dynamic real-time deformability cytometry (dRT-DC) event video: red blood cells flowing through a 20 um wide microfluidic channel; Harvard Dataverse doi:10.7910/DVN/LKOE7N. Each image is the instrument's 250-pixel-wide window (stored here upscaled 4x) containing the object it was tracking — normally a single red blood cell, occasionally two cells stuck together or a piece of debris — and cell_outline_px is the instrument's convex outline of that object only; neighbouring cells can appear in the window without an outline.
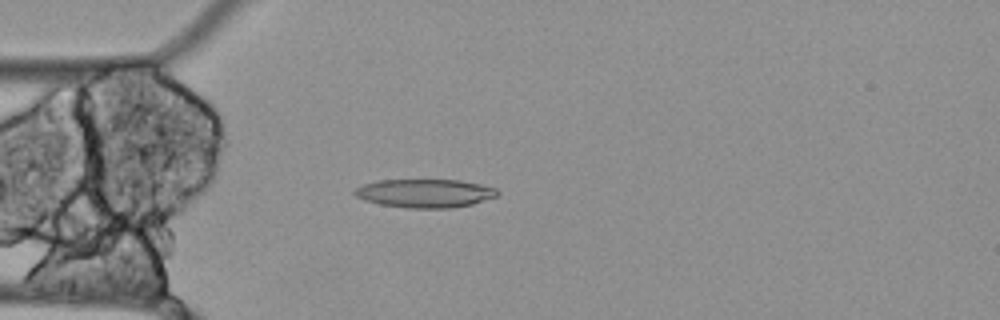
{"species": "Egyptian fruit bat (a non-hibernating species)", "species_latin": "Rousettus aegyptiacus", "temperature_condition": "cold", "stored_images_in_passage": 50, "camera_frame_rate_fps": 3000, "um_per_image_px": 0.085, "animal": {"sex": "female"}, "frame": {"image": 1, "passage_image": 15, "time_ms": 4.667, "image_size_px": [1000, 320], "cell_outline_px": [[500, 192], [496, 196], [472, 204], [452, 208], [408, 208], [380, 204], [364, 200], [356, 196], [352, 192], [356, 188], [364, 184], [380, 180], [460, 180], [480, 184], [496, 188]], "centroid_in_image_um": [36.12, 16.43], "position_along_channel_um": 48.9, "area_um2": 23.64}}
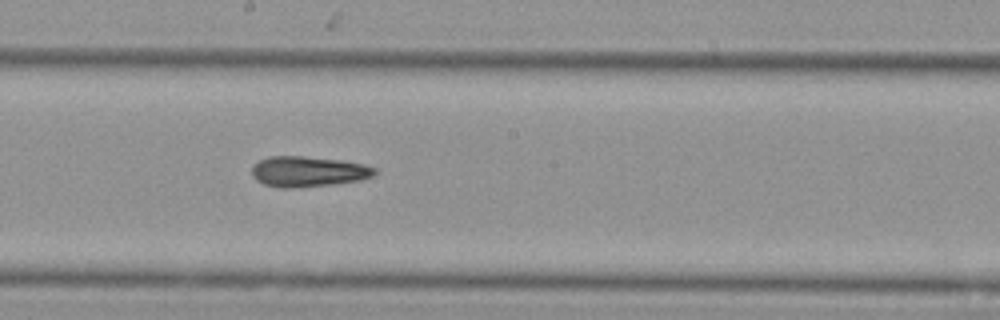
{"frame": {"image": 2, "passage_image": 30, "time_ms": 9.667, "image_size_px": [1000, 320], "cell_outline_px": [[376, 172], [372, 176], [360, 180], [332, 184], [292, 188], [284, 188], [264, 184], [256, 180], [252, 176], [252, 164], [268, 156], [304, 156], [344, 160], [364, 164], [376, 168]], "centroid_in_image_um": [26.18, 14.57], "position_along_channel_um": 222.0, "area_um2": 21.91}}
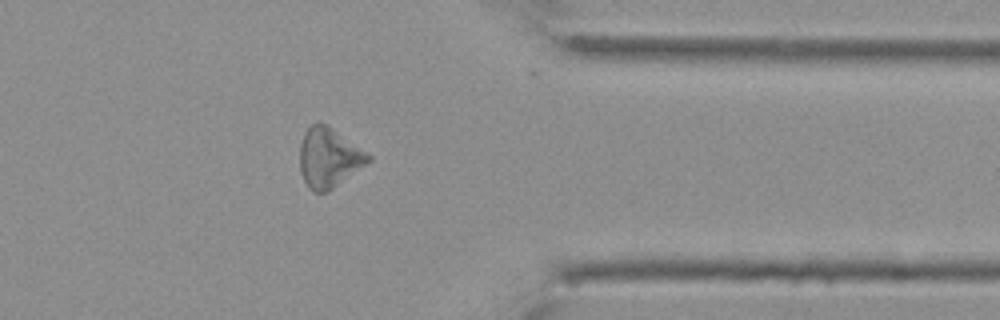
{"frame": {"image": 3, "passage_image": 45, "time_ms": 14.667, "image_size_px": [1000, 320], "cell_outline_px": [[372, 160], [332, 188], [324, 192], [312, 192], [308, 188], [304, 180], [300, 168], [300, 144], [304, 132], [316, 120], [320, 120], [328, 124], [372, 156]], "centroid_in_image_um": [27.93, 13.36], "position_along_channel_um": 383.5, "area_um2": 23.81}}